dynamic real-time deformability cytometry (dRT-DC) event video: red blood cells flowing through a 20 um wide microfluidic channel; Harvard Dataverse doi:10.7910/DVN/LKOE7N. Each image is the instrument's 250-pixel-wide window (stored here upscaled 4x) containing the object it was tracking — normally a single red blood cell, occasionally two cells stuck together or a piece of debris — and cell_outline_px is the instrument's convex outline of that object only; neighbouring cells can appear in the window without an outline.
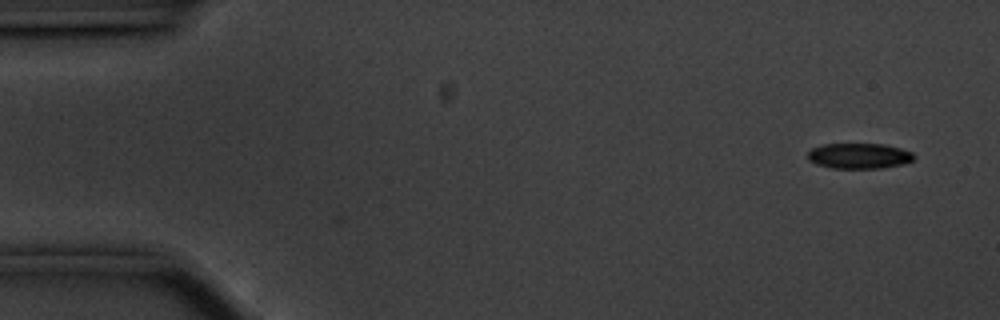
{"species": "common noctule bat (a hibernating species)", "species_latin": "Nyctalus noctula", "temperature_condition": "cold", "stored_images_in_passage": 6, "camera_frame_rate_fps": 3000, "um_per_image_px": 0.085, "animal": {"sex": "male", "body_mass_g": 20.1, "forearm_length_mm": 53.5}, "frame": {"image": 1, "passage_image": 6, "time_ms": 1.667, "image_size_px": [1000, 320], "cell_outline_px": [[916, 156], [912, 160], [900, 164], [880, 168], [832, 168], [816, 164], [808, 160], [808, 152], [812, 148], [824, 144], [884, 144], [900, 148], [912, 152]], "centroid_in_image_um": [73.0, 13.24], "position_along_channel_um": 12.0, "area_um2": 15.66}}